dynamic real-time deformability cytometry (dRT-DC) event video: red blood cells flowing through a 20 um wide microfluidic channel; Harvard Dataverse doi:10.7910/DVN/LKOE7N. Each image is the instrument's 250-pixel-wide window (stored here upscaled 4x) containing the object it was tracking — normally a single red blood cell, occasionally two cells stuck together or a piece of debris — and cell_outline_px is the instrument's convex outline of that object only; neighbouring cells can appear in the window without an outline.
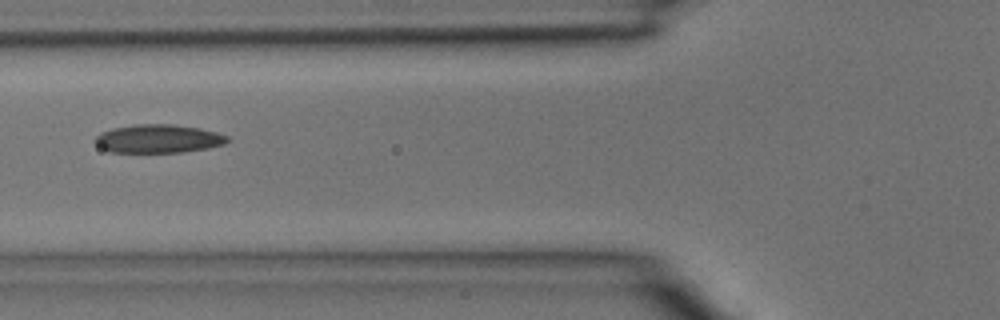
{"species": "common noctule bat (a hibernating species)", "species_latin": "Nyctalus noctula", "temperature_condition": "room temperature", "stored_images_in_passage": 4, "camera_frame_rate_fps": 3000, "um_per_image_px": 0.085, "animal": {"sex": "male", "body_mass_g": 15.6}, "frame": {"image": 1, "passage_image": 4, "time_ms": 1.0, "image_size_px": [1000, 320], "cell_outline_px": [[232, 140], [224, 144], [208, 148], [184, 152], [108, 152], [100, 148], [96, 144], [96, 136], [100, 132], [112, 128], [136, 124], [172, 124], [200, 128], [216, 132], [228, 136]], "centroid_in_image_um": [13.47, 11.79], "position_along_channel_um": 112.3, "area_um2": 22.08}}